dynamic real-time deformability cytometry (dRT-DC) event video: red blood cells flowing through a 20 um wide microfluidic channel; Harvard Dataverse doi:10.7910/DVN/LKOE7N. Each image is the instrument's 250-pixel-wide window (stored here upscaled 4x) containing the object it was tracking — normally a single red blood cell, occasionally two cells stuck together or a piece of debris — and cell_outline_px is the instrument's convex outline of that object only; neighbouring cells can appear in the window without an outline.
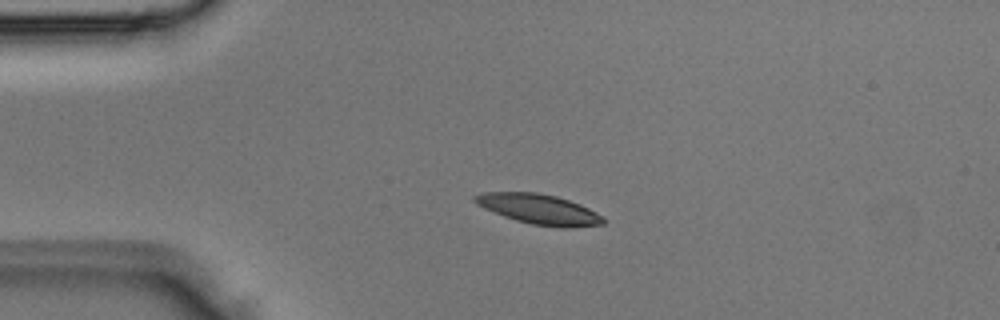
{"species": "Egyptian fruit bat (a non-hibernating species)", "species_latin": "Rousettus aegyptiacus", "temperature_condition": "room temperature", "stored_images_in_passage": 2, "camera_frame_rate_fps": 3000, "um_per_image_px": 0.085, "animal": {"sex": "male"}, "frame": {"image": 1, "passage_image": 1, "time_ms": 0.0, "image_size_px": [1000, 320], "cell_outline_px": [[604, 224], [568, 228], [564, 228], [532, 224], [516, 220], [504, 216], [484, 208], [476, 204], [472, 200], [472, 196], [484, 192], [536, 192], [556, 196], [580, 204], [604, 216]], "centroid_in_image_um": [45.81, 17.78], "position_along_channel_um": 39.2, "area_um2": 22.48}}